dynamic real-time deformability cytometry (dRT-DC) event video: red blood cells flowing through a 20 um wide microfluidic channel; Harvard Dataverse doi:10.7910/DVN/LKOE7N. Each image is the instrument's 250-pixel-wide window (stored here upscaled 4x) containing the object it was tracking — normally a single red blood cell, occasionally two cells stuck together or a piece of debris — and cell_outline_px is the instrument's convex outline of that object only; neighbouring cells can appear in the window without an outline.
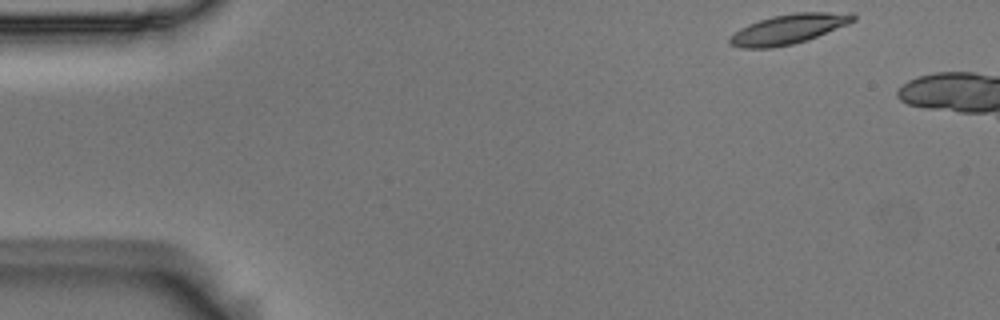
{"species": "Egyptian fruit bat (a non-hibernating species)", "species_latin": "Rousettus aegyptiacus", "temperature_condition": "room temperature", "stored_images_in_passage": 41, "camera_frame_rate_fps": 3000, "um_per_image_px": 0.085, "animal": {"sex": "male"}, "frame": {"image": 1, "passage_image": 1, "time_ms": 0.0, "image_size_px": [1000, 320], "cell_outline_px": [[856, 20], [848, 24], [808, 40], [792, 44], [772, 48], [740, 48], [728, 44], [728, 36], [740, 28], [748, 24], [772, 16], [796, 12], [852, 12], [856, 16]], "centroid_in_image_um": [67.01, 2.47], "position_along_channel_um": 18.0, "area_um2": 21.68}}
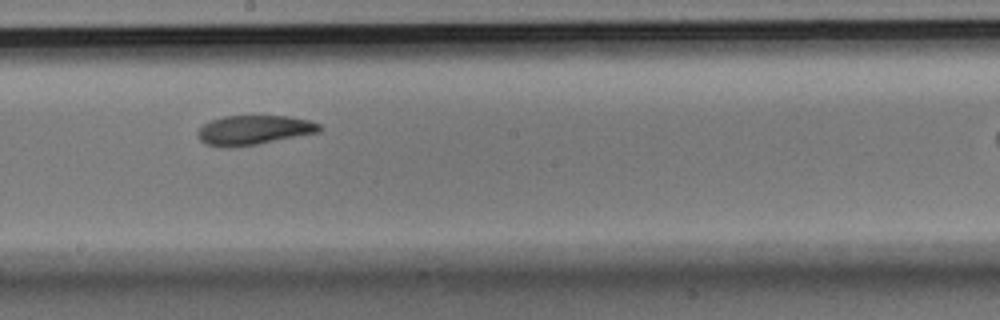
{"frame": {"image": 2, "passage_image": 26, "time_ms": 8.333, "image_size_px": [1000, 320], "cell_outline_px": [[324, 128], [320, 132], [256, 144], [204, 144], [200, 140], [196, 132], [204, 124], [212, 120], [224, 116], [288, 116], [308, 120], [320, 124]], "centroid_in_image_um": [21.66, 11.01], "position_along_channel_um": 226.5, "area_um2": 20.11}}
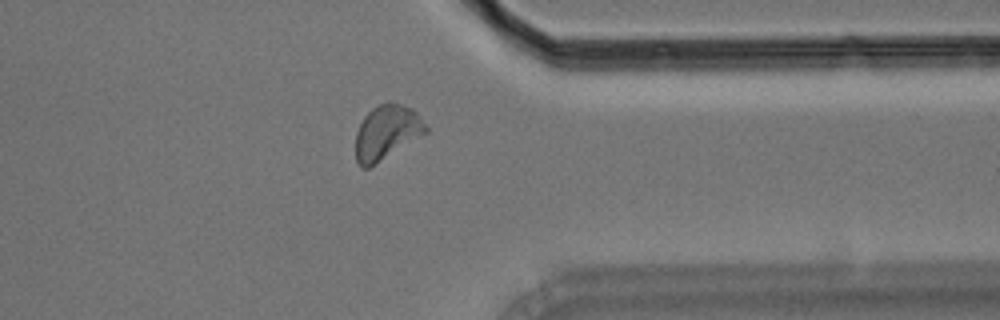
{"frame": {"image": 3, "passage_image": 39, "time_ms": 12.667, "image_size_px": [1000, 320], "cell_outline_px": [[428, 132], [368, 168], [364, 168], [356, 160], [356, 132], [364, 116], [372, 108], [388, 100], [412, 108], [416, 112], [428, 128]], "centroid_in_image_um": [32.87, 11.22], "position_along_channel_um": 378.5, "area_um2": 22.08}}